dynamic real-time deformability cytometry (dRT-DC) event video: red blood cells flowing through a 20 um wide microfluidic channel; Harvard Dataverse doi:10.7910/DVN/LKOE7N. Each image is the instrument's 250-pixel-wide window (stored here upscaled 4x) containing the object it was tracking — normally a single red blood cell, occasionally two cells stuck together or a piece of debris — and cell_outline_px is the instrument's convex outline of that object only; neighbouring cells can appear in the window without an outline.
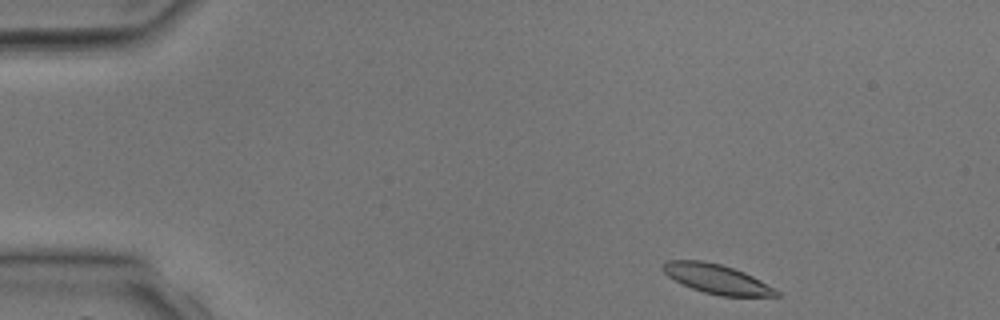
{"species": "common noctule bat (a hibernating species)", "species_latin": "Nyctalus noctula", "temperature_condition": "room temperature", "stored_images_in_passage": 36, "camera_frame_rate_fps": 3000, "um_per_image_px": 0.085, "animal": {"sex": "male", "body_mass_g": 17.9, "forearm_length_mm": 54.2}, "frame": {"image": 1, "passage_image": 1, "time_ms": 0.0, "image_size_px": [1000, 320], "cell_outline_px": [[780, 296], [720, 296], [704, 292], [692, 288], [668, 276], [660, 268], [668, 260], [704, 260], [720, 264], [744, 272], [752, 276], [780, 292]], "centroid_in_image_um": [60.91, 23.7], "position_along_channel_um": 24.1, "area_um2": 19.13}}
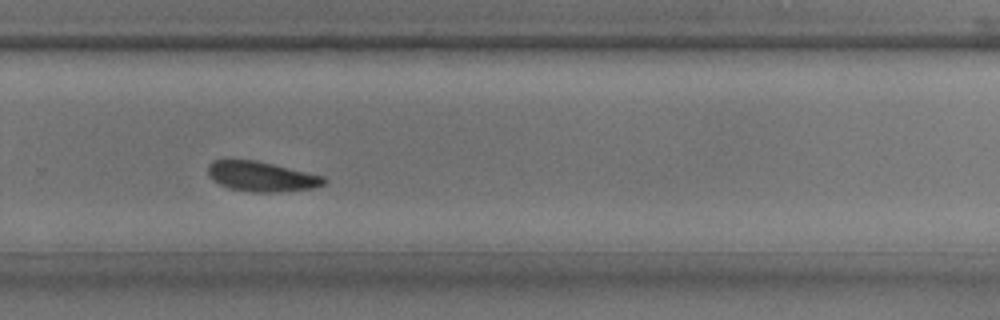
{"frame": {"image": 2, "passage_image": 23, "time_ms": 7.333, "image_size_px": [1000, 320], "cell_outline_px": [[328, 180], [324, 184], [312, 188], [280, 192], [252, 192], [228, 188], [212, 180], [208, 176], [208, 164], [212, 160], [256, 160], [324, 176]], "centroid_in_image_um": [22.21, 15.0], "position_along_channel_um": 307.6, "area_um2": 20.29}}
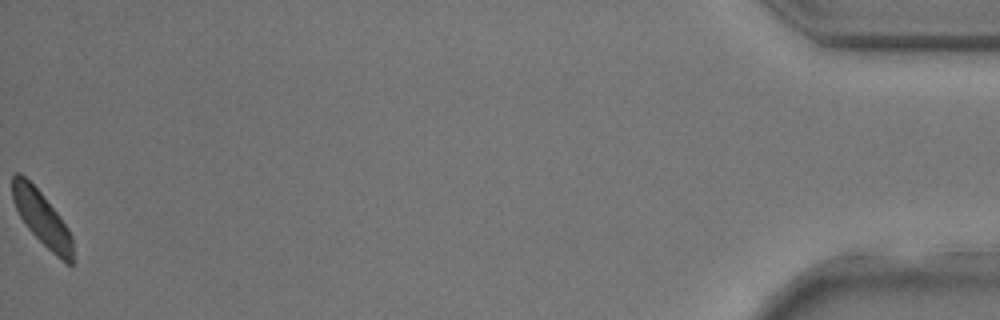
{"frame": {"image": 3, "passage_image": 36, "time_ms": 11.667, "image_size_px": [1000, 320], "cell_outline_px": [[72, 264], [68, 264], [56, 256], [28, 228], [20, 216], [12, 200], [12, 176], [16, 172], [20, 172], [40, 192], [56, 212], [68, 228], [72, 236]], "centroid_in_image_um": [3.54, 18.54], "position_along_channel_um": 431.7, "area_um2": 18.55}}